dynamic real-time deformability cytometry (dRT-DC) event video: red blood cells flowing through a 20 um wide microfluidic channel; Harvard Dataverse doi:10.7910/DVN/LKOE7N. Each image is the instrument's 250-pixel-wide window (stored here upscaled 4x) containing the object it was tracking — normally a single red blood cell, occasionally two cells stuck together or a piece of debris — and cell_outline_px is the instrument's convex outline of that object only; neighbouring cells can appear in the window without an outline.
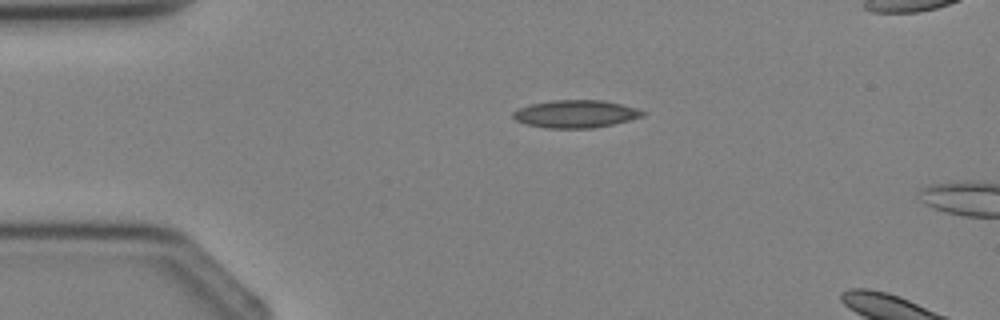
{"species": "Egyptian fruit bat (a non-hibernating species)", "species_latin": "Rousettus aegyptiacus", "temperature_condition": "cold", "stored_images_in_passage": 3, "camera_frame_rate_fps": 3000, "um_per_image_px": 0.085, "animal": {"sex": "female"}, "frame": {"image": 1, "passage_image": 3, "time_ms": 2.667, "image_size_px": [1000, 320], "cell_outline_px": [[648, 112], [644, 116], [612, 124], [592, 128], [548, 128], [524, 124], [516, 120], [512, 116], [512, 112], [520, 108], [532, 104], [552, 100], [604, 100], [636, 108]], "centroid_in_image_um": [48.93, 9.68], "position_along_channel_um": 36.1, "area_um2": 20.81}}